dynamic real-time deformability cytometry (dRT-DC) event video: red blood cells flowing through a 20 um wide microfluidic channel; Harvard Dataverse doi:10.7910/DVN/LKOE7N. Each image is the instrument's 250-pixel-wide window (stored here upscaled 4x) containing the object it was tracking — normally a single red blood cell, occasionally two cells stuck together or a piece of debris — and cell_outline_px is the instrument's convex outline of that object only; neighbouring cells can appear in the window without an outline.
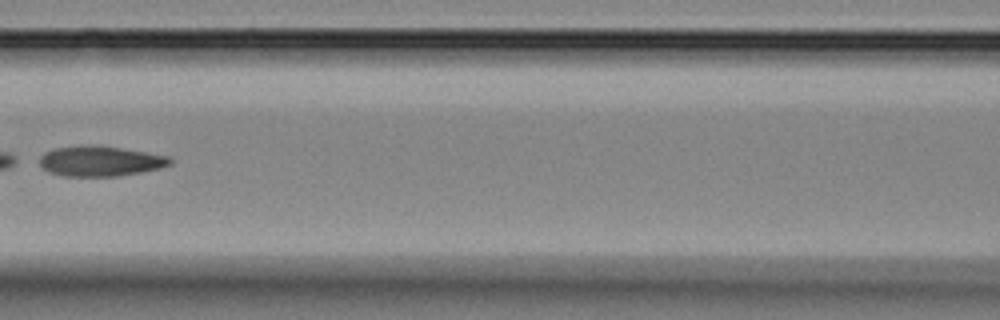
{"species": "Egyptian fruit bat (a non-hibernating species)", "species_latin": "Rousettus aegyptiacus", "temperature_condition": "room temperature", "stored_images_in_passage": 9, "camera_frame_rate_fps": 3000, "um_per_image_px": 0.085, "animal": {"sex": "female"}, "frame": {"image": 1, "passage_image": 6, "time_ms": 7.333, "image_size_px": [1000, 320], "cell_outline_px": [[172, 164], [160, 168], [140, 172], [116, 176], [64, 176], [48, 172], [40, 164], [40, 156], [44, 152], [52, 148], [80, 144], [96, 144], [168, 156], [172, 160]], "centroid_in_image_um": [8.47, 13.67], "position_along_channel_um": 158.1, "area_um2": 23.18}}
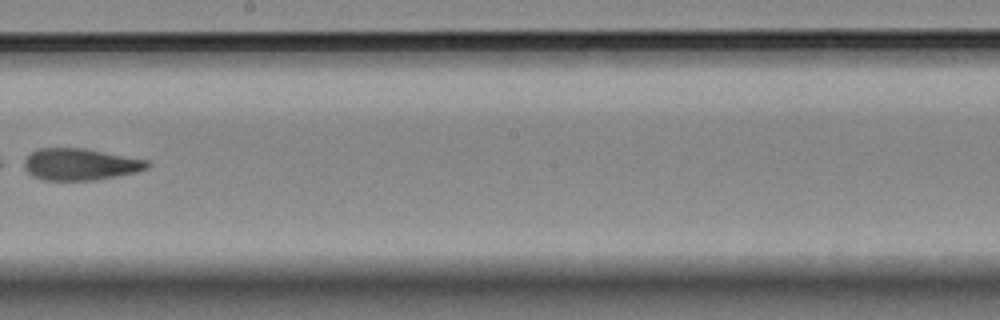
{"frame": {"image": 2, "passage_image": 8, "time_ms": 9.667, "image_size_px": [1000, 320], "cell_outline_px": [[152, 164], [148, 168], [136, 172], [96, 180], [44, 180], [32, 176], [24, 168], [24, 160], [32, 152], [40, 148], [84, 148], [148, 160]], "centroid_in_image_um": [6.83, 13.97], "position_along_channel_um": 241.4, "area_um2": 22.77}}
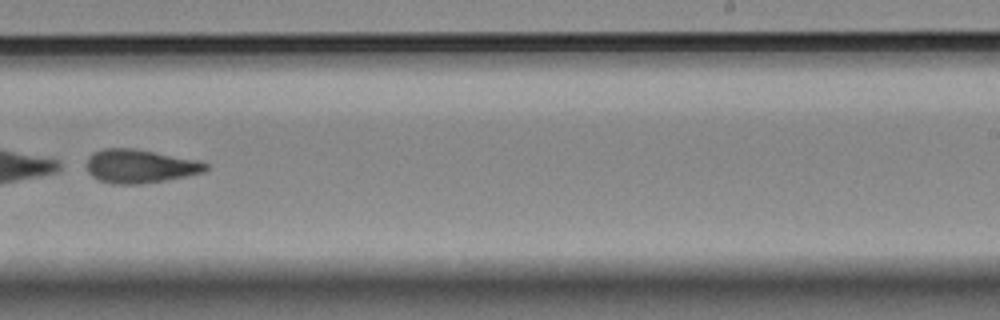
{"frame": {"image": 3, "passage_image": 9, "time_ms": 10.667, "image_size_px": [1000, 320], "cell_outline_px": [[208, 168], [204, 172], [164, 180], [140, 184], [112, 184], [100, 180], [92, 176], [88, 172], [88, 156], [92, 152], [104, 148], [136, 148], [200, 160], [208, 164]], "centroid_in_image_um": [11.9, 14.11], "position_along_channel_um": 277.1, "area_um2": 23.41}}